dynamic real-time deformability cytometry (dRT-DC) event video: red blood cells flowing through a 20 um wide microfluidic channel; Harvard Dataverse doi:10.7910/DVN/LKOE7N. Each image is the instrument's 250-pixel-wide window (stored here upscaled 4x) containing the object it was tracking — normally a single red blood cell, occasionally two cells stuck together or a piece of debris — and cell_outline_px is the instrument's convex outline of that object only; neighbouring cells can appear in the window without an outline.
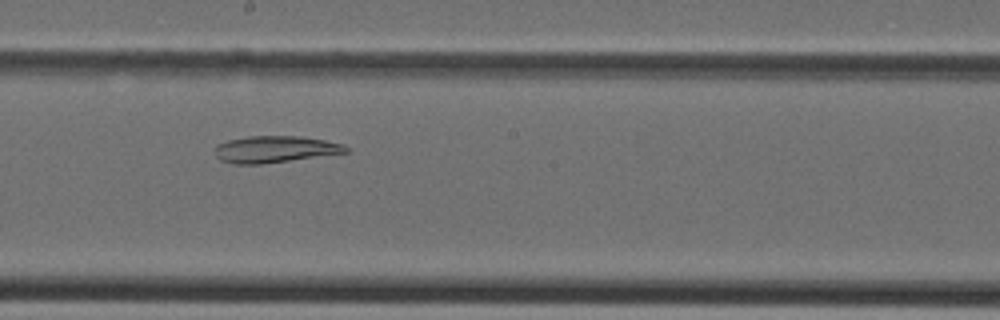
{"species": "Egyptian fruit bat (a non-hibernating species)", "species_latin": "Rousettus aegyptiacus", "temperature_condition": "cold", "stored_images_in_passage": 29, "camera_frame_rate_fps": 3000, "um_per_image_px": 0.085, "animal": {"sex": "female"}, "frame": {"image": 1, "passage_image": 11, "time_ms": 3.333, "image_size_px": [1000, 320], "cell_outline_px": [[348, 152], [260, 164], [232, 164], [220, 160], [216, 156], [216, 144], [228, 140], [248, 136], [300, 136], [324, 140], [344, 144], [348, 148]], "centroid_in_image_um": [23.34, 12.68], "position_along_channel_um": 224.9, "area_um2": 20.23}}
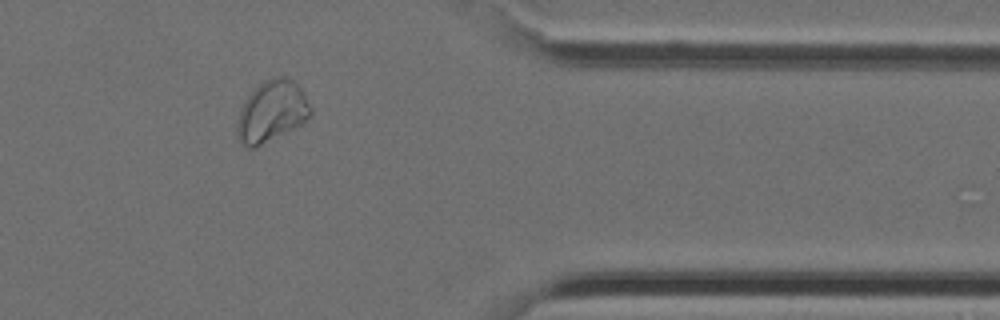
{"frame": {"image": 2, "passage_image": 22, "time_ms": 7.0, "image_size_px": [1000, 320], "cell_outline_px": [[312, 116], [300, 124], [256, 148], [244, 148], [236, 132], [236, 124], [240, 108], [244, 100], [264, 80], [276, 76], [284, 76], [292, 80], [300, 88], [312, 108]], "centroid_in_image_um": [23.07, 9.48], "position_along_channel_um": 388.3, "area_um2": 26.18}}
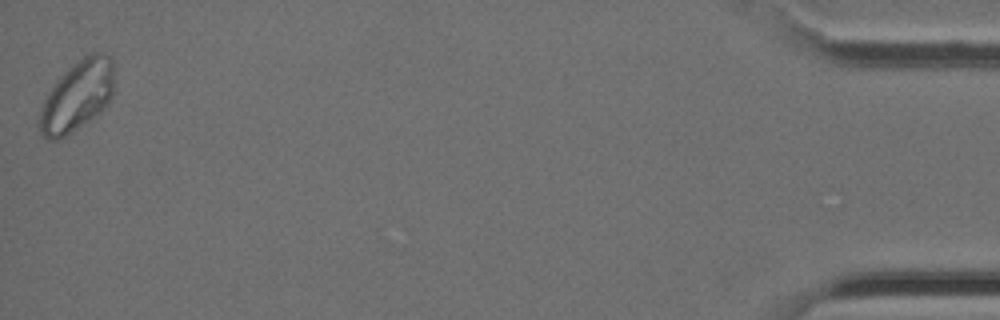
{"frame": {"image": 3, "passage_image": 29, "time_ms": 9.333, "image_size_px": [1000, 320], "cell_outline_px": [[112, 96], [108, 104], [100, 112], [64, 136], [56, 140], [48, 140], [40, 132], [36, 120], [44, 100], [48, 92], [56, 80], [64, 72], [84, 56], [92, 52], [100, 52], [108, 56], [112, 60]], "centroid_in_image_um": [6.52, 8.17], "position_along_channel_um": 428.7, "area_um2": 30.29}}